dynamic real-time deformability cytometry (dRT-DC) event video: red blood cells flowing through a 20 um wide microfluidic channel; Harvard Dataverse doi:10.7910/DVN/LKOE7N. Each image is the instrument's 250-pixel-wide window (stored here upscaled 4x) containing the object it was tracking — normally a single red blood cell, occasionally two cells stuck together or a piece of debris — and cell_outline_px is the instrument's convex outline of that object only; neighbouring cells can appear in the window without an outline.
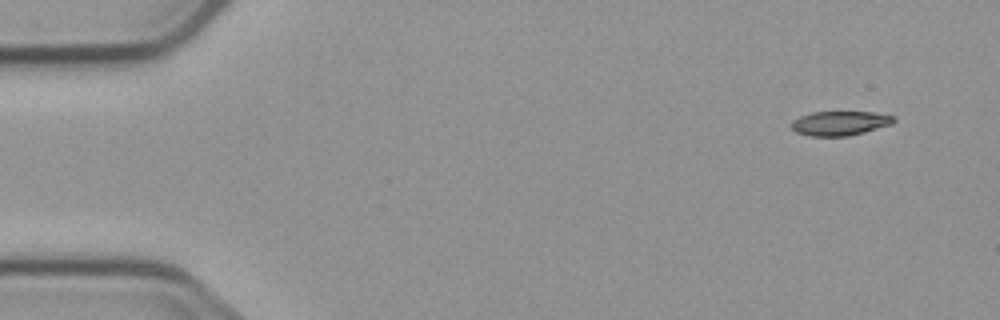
{"species": "common noctule bat (a hibernating species)", "species_latin": "Nyctalus noctula", "temperature_condition": "cold", "stored_images_in_passage": 8, "camera_frame_rate_fps": 3000, "um_per_image_px": 0.085, "animal": {"sex": "male", "body_mass_g": 23.1, "forearm_length_mm": 52.7}, "frame": {"image": 1, "passage_image": 1, "time_ms": 0.0, "image_size_px": [1000, 320], "cell_outline_px": [[896, 120], [892, 124], [864, 132], [848, 136], [808, 136], [796, 132], [792, 128], [792, 120], [800, 116], [812, 112], [872, 112], [896, 116]], "centroid_in_image_um": [71.4, 10.47], "position_along_channel_um": 13.6, "area_um2": 14.57}}
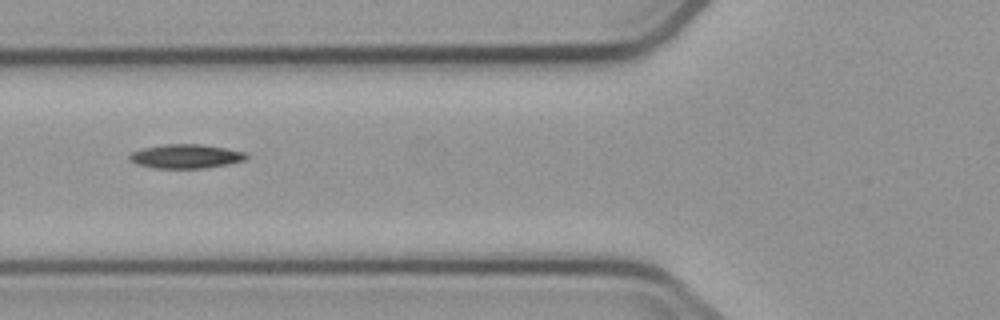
{"frame": {"image": 2, "passage_image": 6, "time_ms": 5.667, "image_size_px": [1000, 320], "cell_outline_px": [[248, 156], [244, 160], [228, 164], [204, 168], [152, 168], [136, 164], [128, 160], [128, 156], [132, 152], [144, 148], [164, 144], [200, 144], [248, 152]], "centroid_in_image_um": [15.78, 13.29], "position_along_channel_um": 110.0, "area_um2": 16.42}}
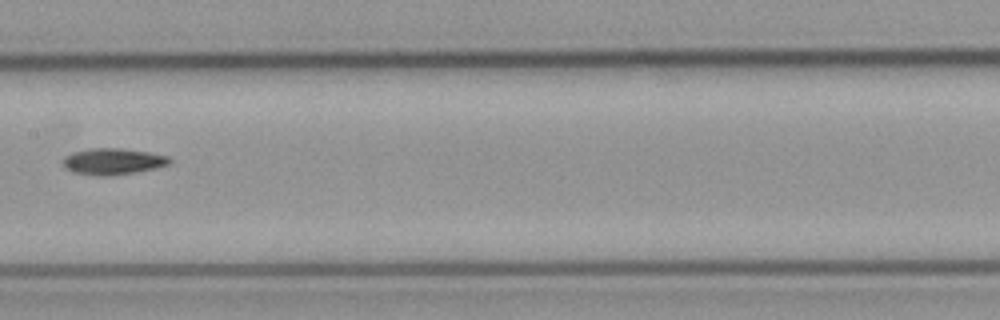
{"frame": {"image": 3, "passage_image": 8, "time_ms": 8.0, "image_size_px": [1000, 320], "cell_outline_px": [[172, 160], [168, 164], [152, 168], [132, 172], [72, 172], [64, 168], [64, 156], [72, 152], [88, 148], [120, 148], [148, 152], [168, 156]], "centroid_in_image_um": [9.59, 13.64], "position_along_channel_um": 197.8, "area_um2": 15.2}}